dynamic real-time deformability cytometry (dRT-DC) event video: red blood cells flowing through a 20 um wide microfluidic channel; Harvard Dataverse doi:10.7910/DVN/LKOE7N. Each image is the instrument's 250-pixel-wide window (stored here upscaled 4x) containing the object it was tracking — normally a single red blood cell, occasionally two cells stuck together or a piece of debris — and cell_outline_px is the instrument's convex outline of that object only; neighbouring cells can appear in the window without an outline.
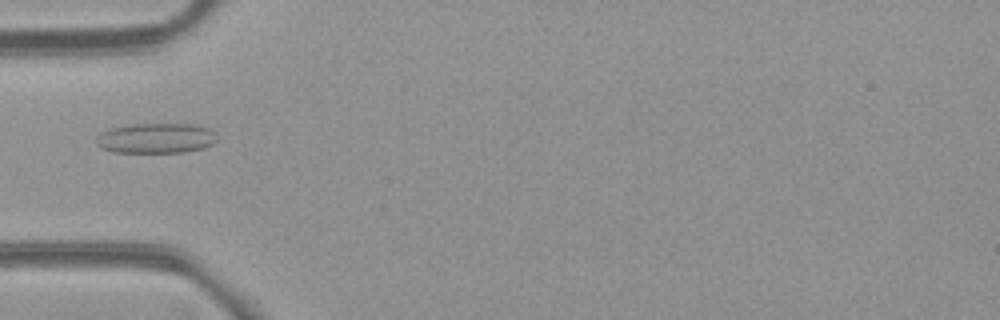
{"species": "common noctule bat (a hibernating species)", "species_latin": "Nyctalus noctula", "temperature_condition": "room temperature", "stored_images_in_passage": 3, "camera_frame_rate_fps": 3000, "um_per_image_px": 0.085, "animal": {"sex": "female", "body_mass_g": 21.9}, "frame": {"image": 1, "passage_image": 3, "time_ms": 2.333, "image_size_px": [1000, 320], "cell_outline_px": [[216, 140], [212, 144], [204, 148], [184, 152], [112, 152], [100, 148], [96, 144], [96, 136], [100, 132], [112, 128], [128, 124], [196, 124], [208, 128], [212, 132]], "centroid_in_image_um": [13.21, 11.75], "position_along_channel_um": 71.8, "area_um2": 21.27}}